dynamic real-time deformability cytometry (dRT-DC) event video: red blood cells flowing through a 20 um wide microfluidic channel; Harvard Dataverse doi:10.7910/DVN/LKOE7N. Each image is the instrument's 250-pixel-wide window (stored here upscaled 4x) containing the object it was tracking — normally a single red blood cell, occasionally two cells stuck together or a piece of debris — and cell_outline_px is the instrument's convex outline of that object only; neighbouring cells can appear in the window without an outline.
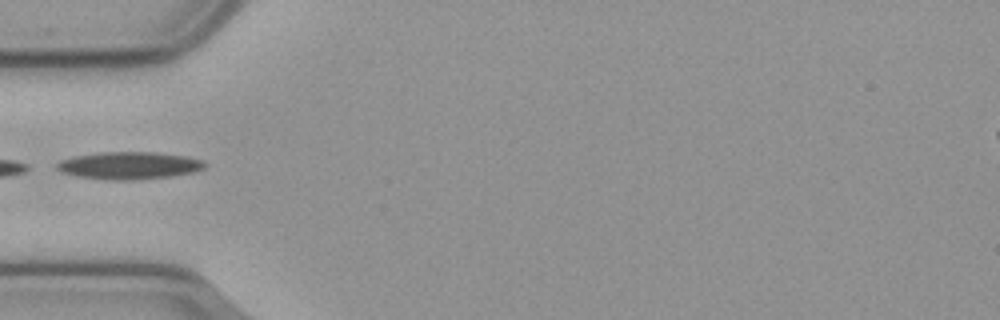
{"species": "common noctule bat (a hibernating species)", "species_latin": "Nyctalus noctula", "temperature_condition": "cold", "stored_images_in_passage": 4, "camera_frame_rate_fps": 3000, "um_per_image_px": 0.085, "animal": {"sex": "male", "body_mass_g": 23.1, "forearm_length_mm": 52.7}, "frame": {"image": 1, "passage_image": 1, "time_ms": 0.0, "image_size_px": [1000, 320], "cell_outline_px": [[208, 164], [204, 168], [192, 172], [172, 176], [132, 180], [112, 180], [76, 176], [60, 172], [56, 168], [56, 164], [60, 160], [72, 156], [100, 152], [156, 152], [188, 156], [204, 160]], "centroid_in_image_um": [10.98, 14.06], "position_along_channel_um": 74.0, "area_um2": 23.87}}